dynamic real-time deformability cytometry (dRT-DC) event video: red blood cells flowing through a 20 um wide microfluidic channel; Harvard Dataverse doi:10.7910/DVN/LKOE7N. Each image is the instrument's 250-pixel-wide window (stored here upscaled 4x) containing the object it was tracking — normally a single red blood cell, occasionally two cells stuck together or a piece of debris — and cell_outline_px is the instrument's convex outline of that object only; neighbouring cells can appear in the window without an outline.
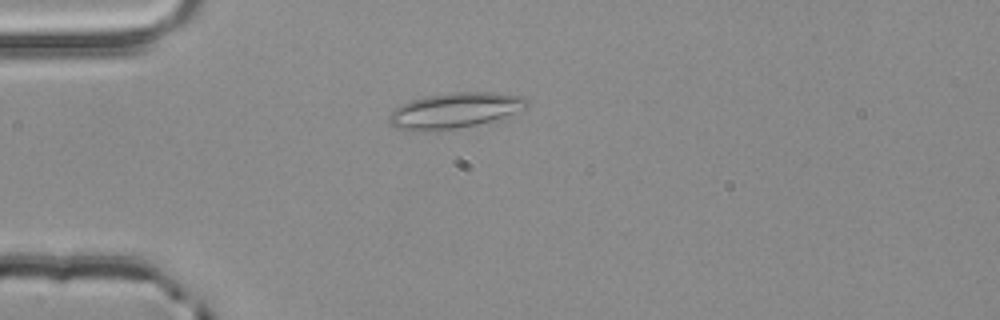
{"species": "common noctule bat (a hibernating species)", "species_latin": "Nyctalus noctula", "temperature_condition": "room temperature", "stored_images_in_passage": 64, "camera_frame_rate_fps": 3000, "um_per_image_px": 0.085, "animal": {"sex": "male", "body_mass_g": 20.4}, "frame": {"image": 1, "passage_image": 2, "time_ms": 0.333, "image_size_px": [1000, 320], "cell_outline_px": [[528, 104], [524, 108], [492, 120], [476, 124], [456, 128], [396, 128], [388, 124], [388, 116], [400, 104], [412, 100], [428, 96], [460, 92], [492, 92], [520, 96], [528, 100]], "centroid_in_image_um": [38.65, 9.35], "position_along_channel_um": 46.3, "area_um2": 27.11}}